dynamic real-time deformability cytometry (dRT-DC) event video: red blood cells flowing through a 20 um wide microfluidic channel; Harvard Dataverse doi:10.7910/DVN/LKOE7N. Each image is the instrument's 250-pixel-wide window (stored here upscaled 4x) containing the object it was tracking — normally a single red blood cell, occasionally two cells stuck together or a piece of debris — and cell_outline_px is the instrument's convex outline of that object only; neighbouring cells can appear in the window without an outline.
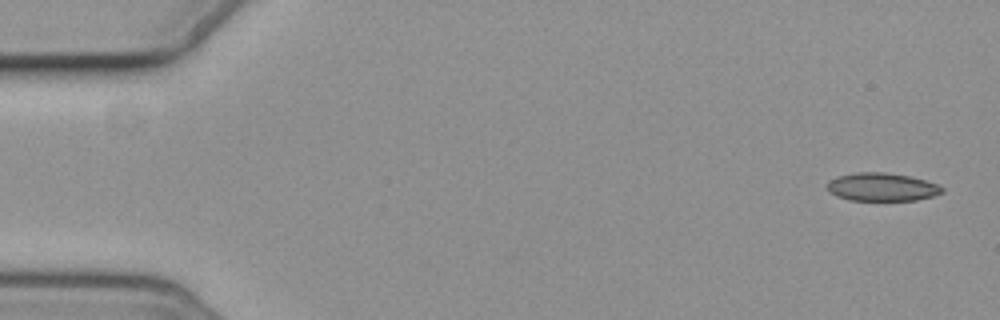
{"species": "common noctule bat (a hibernating species)", "species_latin": "Nyctalus noctula", "temperature_condition": "cold", "stored_images_in_passage": 4, "camera_frame_rate_fps": 3000, "um_per_image_px": 0.085, "animal": {"sex": "female", "body_mass_g": 19.3, "forearm_length_mm": 54.1}, "frame": {"image": 1, "passage_image": 1, "time_ms": 0.0, "image_size_px": [1000, 320], "cell_outline_px": [[944, 192], [932, 196], [916, 200], [848, 200], [836, 196], [828, 192], [828, 180], [836, 176], [856, 172], [888, 172], [908, 176], [924, 180], [936, 184], [944, 188]], "centroid_in_image_um": [74.92, 15.89], "position_along_channel_um": 10.1, "area_um2": 18.9}}